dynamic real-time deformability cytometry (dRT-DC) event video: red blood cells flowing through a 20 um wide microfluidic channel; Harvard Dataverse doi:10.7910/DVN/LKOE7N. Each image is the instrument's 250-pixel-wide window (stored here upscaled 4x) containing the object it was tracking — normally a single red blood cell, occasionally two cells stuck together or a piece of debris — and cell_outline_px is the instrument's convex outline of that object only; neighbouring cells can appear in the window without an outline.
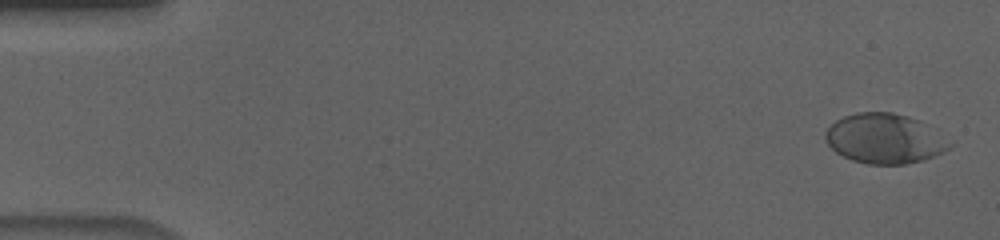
{"species": "human", "species_latin": "Homo sapiens", "temperature_condition": "cold", "stored_images_in_passage": 56, "camera_frame_rate_fps": 3000, "um_per_image_px": 0.085, "donor": {"sex": "male"}, "frame": {"image": 1, "passage_image": 2, "time_ms": 0.333, "image_size_px": [1000, 240], "cell_outline_px": [[952, 144], [948, 148], [924, 160], [904, 164], [868, 164], [852, 160], [836, 152], [824, 140], [824, 132], [836, 120], [844, 116], [856, 112], [892, 112], [908, 116], [920, 120]], "centroid_in_image_um": [75.13, 11.77], "position_along_channel_um": 9.9, "area_um2": 35.72}}
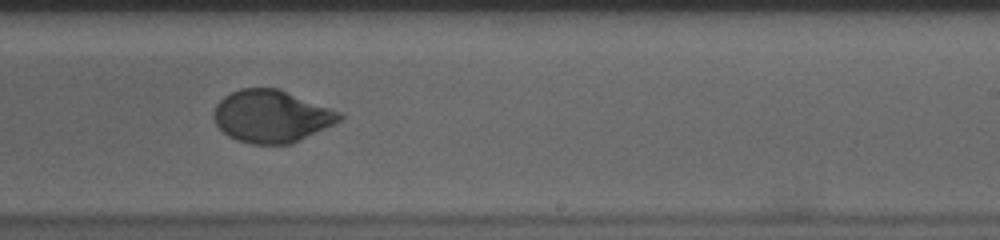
{"frame": {"image": 2, "passage_image": 35, "time_ms": 11.333, "image_size_px": [1000, 240], "cell_outline_px": [[344, 116], [336, 124], [292, 144], [252, 144], [236, 140], [228, 136], [216, 124], [212, 116], [212, 112], [216, 104], [224, 96], [240, 88], [280, 88], [344, 112]], "centroid_in_image_um": [23.12, 9.88], "position_along_channel_um": 265.9, "area_um2": 39.07}}
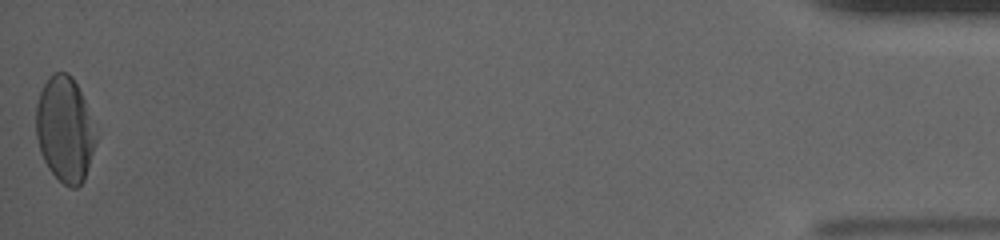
{"frame": {"image": 3, "passage_image": 56, "time_ms": 18.333, "image_size_px": [1000, 240], "cell_outline_px": [[96, 140], [84, 180], [76, 188], [68, 188], [48, 168], [40, 152], [36, 136], [36, 104], [40, 92], [48, 76], [52, 72], [68, 72], [72, 76], [84, 100], [96, 136]], "centroid_in_image_um": [5.48, 10.99], "position_along_channel_um": 429.7, "area_um2": 36.36}, "authors_computed_cell_mechanics": {"area_um2": 37.57, "velocity_mm_per_s": 3.6631, "shape_relaxation_time_tau1_ms": 3.9479, "shape_relaxation_time_tau2_ms": 0.7461, "deformation_change_tau1": 0.1511, "deformation_change_tau2": 0.0319}}